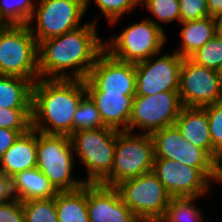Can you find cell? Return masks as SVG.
<instances>
[{
  "mask_svg": "<svg viewBox=\"0 0 222 222\" xmlns=\"http://www.w3.org/2000/svg\"><path fill=\"white\" fill-rule=\"evenodd\" d=\"M147 60L135 63V96L155 95L161 92H178L183 59L176 52L160 56L154 62Z\"/></svg>",
  "mask_w": 222,
  "mask_h": 222,
  "instance_id": "5bb4252c",
  "label": "cell"
},
{
  "mask_svg": "<svg viewBox=\"0 0 222 222\" xmlns=\"http://www.w3.org/2000/svg\"><path fill=\"white\" fill-rule=\"evenodd\" d=\"M25 222H58L55 196L22 201Z\"/></svg>",
  "mask_w": 222,
  "mask_h": 222,
  "instance_id": "4316f807",
  "label": "cell"
},
{
  "mask_svg": "<svg viewBox=\"0 0 222 222\" xmlns=\"http://www.w3.org/2000/svg\"><path fill=\"white\" fill-rule=\"evenodd\" d=\"M86 94L82 79L39 78L32 90L31 128L43 134L71 136L74 114Z\"/></svg>",
  "mask_w": 222,
  "mask_h": 222,
  "instance_id": "7a4b0ae2",
  "label": "cell"
},
{
  "mask_svg": "<svg viewBox=\"0 0 222 222\" xmlns=\"http://www.w3.org/2000/svg\"><path fill=\"white\" fill-rule=\"evenodd\" d=\"M0 222H25L22 202L19 199L14 198L0 204Z\"/></svg>",
  "mask_w": 222,
  "mask_h": 222,
  "instance_id": "836d02e7",
  "label": "cell"
},
{
  "mask_svg": "<svg viewBox=\"0 0 222 222\" xmlns=\"http://www.w3.org/2000/svg\"><path fill=\"white\" fill-rule=\"evenodd\" d=\"M87 210L90 222H141L112 186L87 183Z\"/></svg>",
  "mask_w": 222,
  "mask_h": 222,
  "instance_id": "2e32d148",
  "label": "cell"
},
{
  "mask_svg": "<svg viewBox=\"0 0 222 222\" xmlns=\"http://www.w3.org/2000/svg\"><path fill=\"white\" fill-rule=\"evenodd\" d=\"M104 44L96 34L95 21L63 35L40 41L39 78L47 79L49 76L48 79L85 80L97 57L104 50ZM72 67L73 76H69L66 71Z\"/></svg>",
  "mask_w": 222,
  "mask_h": 222,
  "instance_id": "6da1fadb",
  "label": "cell"
},
{
  "mask_svg": "<svg viewBox=\"0 0 222 222\" xmlns=\"http://www.w3.org/2000/svg\"><path fill=\"white\" fill-rule=\"evenodd\" d=\"M183 105L178 92H161L155 95L134 96L129 120V131L134 128L146 134L174 125Z\"/></svg>",
  "mask_w": 222,
  "mask_h": 222,
  "instance_id": "8fae6325",
  "label": "cell"
},
{
  "mask_svg": "<svg viewBox=\"0 0 222 222\" xmlns=\"http://www.w3.org/2000/svg\"><path fill=\"white\" fill-rule=\"evenodd\" d=\"M84 83L87 93H122L135 96V63L118 60L103 50Z\"/></svg>",
  "mask_w": 222,
  "mask_h": 222,
  "instance_id": "7c38bea8",
  "label": "cell"
},
{
  "mask_svg": "<svg viewBox=\"0 0 222 222\" xmlns=\"http://www.w3.org/2000/svg\"><path fill=\"white\" fill-rule=\"evenodd\" d=\"M174 125L185 140L204 149L213 158V145L204 107H182Z\"/></svg>",
  "mask_w": 222,
  "mask_h": 222,
  "instance_id": "ac0fdd59",
  "label": "cell"
},
{
  "mask_svg": "<svg viewBox=\"0 0 222 222\" xmlns=\"http://www.w3.org/2000/svg\"><path fill=\"white\" fill-rule=\"evenodd\" d=\"M32 108H0V128L28 131L31 128Z\"/></svg>",
  "mask_w": 222,
  "mask_h": 222,
  "instance_id": "f546056e",
  "label": "cell"
},
{
  "mask_svg": "<svg viewBox=\"0 0 222 222\" xmlns=\"http://www.w3.org/2000/svg\"><path fill=\"white\" fill-rule=\"evenodd\" d=\"M103 127L107 126L103 123L95 102L88 94H86L81 99L76 113L74 114L73 133Z\"/></svg>",
  "mask_w": 222,
  "mask_h": 222,
  "instance_id": "d4e9b609",
  "label": "cell"
},
{
  "mask_svg": "<svg viewBox=\"0 0 222 222\" xmlns=\"http://www.w3.org/2000/svg\"><path fill=\"white\" fill-rule=\"evenodd\" d=\"M12 184L14 196L21 202L31 199H49L57 193L38 168L18 173L12 178Z\"/></svg>",
  "mask_w": 222,
  "mask_h": 222,
  "instance_id": "ffe728a7",
  "label": "cell"
},
{
  "mask_svg": "<svg viewBox=\"0 0 222 222\" xmlns=\"http://www.w3.org/2000/svg\"><path fill=\"white\" fill-rule=\"evenodd\" d=\"M37 131L30 128L20 134L13 145L0 160V170L13 178L22 171L36 168L37 163Z\"/></svg>",
  "mask_w": 222,
  "mask_h": 222,
  "instance_id": "e0dca14e",
  "label": "cell"
},
{
  "mask_svg": "<svg viewBox=\"0 0 222 222\" xmlns=\"http://www.w3.org/2000/svg\"><path fill=\"white\" fill-rule=\"evenodd\" d=\"M209 16L217 19L222 16V0H207Z\"/></svg>",
  "mask_w": 222,
  "mask_h": 222,
  "instance_id": "8d00e7d4",
  "label": "cell"
},
{
  "mask_svg": "<svg viewBox=\"0 0 222 222\" xmlns=\"http://www.w3.org/2000/svg\"><path fill=\"white\" fill-rule=\"evenodd\" d=\"M180 23L184 26L180 32L182 46L175 52L182 58H189L217 34V20L210 16Z\"/></svg>",
  "mask_w": 222,
  "mask_h": 222,
  "instance_id": "44dd1931",
  "label": "cell"
},
{
  "mask_svg": "<svg viewBox=\"0 0 222 222\" xmlns=\"http://www.w3.org/2000/svg\"><path fill=\"white\" fill-rule=\"evenodd\" d=\"M6 21L0 16V32L7 26Z\"/></svg>",
  "mask_w": 222,
  "mask_h": 222,
  "instance_id": "ab89813d",
  "label": "cell"
},
{
  "mask_svg": "<svg viewBox=\"0 0 222 222\" xmlns=\"http://www.w3.org/2000/svg\"><path fill=\"white\" fill-rule=\"evenodd\" d=\"M215 181L218 183H222V164L221 162H217L216 166V179Z\"/></svg>",
  "mask_w": 222,
  "mask_h": 222,
  "instance_id": "74e56055",
  "label": "cell"
},
{
  "mask_svg": "<svg viewBox=\"0 0 222 222\" xmlns=\"http://www.w3.org/2000/svg\"><path fill=\"white\" fill-rule=\"evenodd\" d=\"M180 22L209 17L207 0H179Z\"/></svg>",
  "mask_w": 222,
  "mask_h": 222,
  "instance_id": "d6a6232c",
  "label": "cell"
},
{
  "mask_svg": "<svg viewBox=\"0 0 222 222\" xmlns=\"http://www.w3.org/2000/svg\"><path fill=\"white\" fill-rule=\"evenodd\" d=\"M217 33L222 37V16L217 19Z\"/></svg>",
  "mask_w": 222,
  "mask_h": 222,
  "instance_id": "f35d334b",
  "label": "cell"
},
{
  "mask_svg": "<svg viewBox=\"0 0 222 222\" xmlns=\"http://www.w3.org/2000/svg\"><path fill=\"white\" fill-rule=\"evenodd\" d=\"M90 0H84L85 12ZM96 5L111 23L116 22L126 11H131L140 0H95Z\"/></svg>",
  "mask_w": 222,
  "mask_h": 222,
  "instance_id": "4dcf8cb0",
  "label": "cell"
},
{
  "mask_svg": "<svg viewBox=\"0 0 222 222\" xmlns=\"http://www.w3.org/2000/svg\"><path fill=\"white\" fill-rule=\"evenodd\" d=\"M145 3L148 10L157 17L156 19L167 23L176 20L180 22L179 0H140Z\"/></svg>",
  "mask_w": 222,
  "mask_h": 222,
  "instance_id": "1f68e13d",
  "label": "cell"
},
{
  "mask_svg": "<svg viewBox=\"0 0 222 222\" xmlns=\"http://www.w3.org/2000/svg\"><path fill=\"white\" fill-rule=\"evenodd\" d=\"M152 172L173 198H197L209 187L210 179L200 169L174 160L154 159Z\"/></svg>",
  "mask_w": 222,
  "mask_h": 222,
  "instance_id": "9a60e30c",
  "label": "cell"
},
{
  "mask_svg": "<svg viewBox=\"0 0 222 222\" xmlns=\"http://www.w3.org/2000/svg\"><path fill=\"white\" fill-rule=\"evenodd\" d=\"M33 84L26 78L0 75V108H32Z\"/></svg>",
  "mask_w": 222,
  "mask_h": 222,
  "instance_id": "7402d4cb",
  "label": "cell"
},
{
  "mask_svg": "<svg viewBox=\"0 0 222 222\" xmlns=\"http://www.w3.org/2000/svg\"><path fill=\"white\" fill-rule=\"evenodd\" d=\"M178 93L184 107H204L221 101L222 87L218 72L184 58Z\"/></svg>",
  "mask_w": 222,
  "mask_h": 222,
  "instance_id": "4fadbf2b",
  "label": "cell"
},
{
  "mask_svg": "<svg viewBox=\"0 0 222 222\" xmlns=\"http://www.w3.org/2000/svg\"><path fill=\"white\" fill-rule=\"evenodd\" d=\"M197 198H172L165 216L159 222H202L201 211L193 202Z\"/></svg>",
  "mask_w": 222,
  "mask_h": 222,
  "instance_id": "cb8c5ba5",
  "label": "cell"
},
{
  "mask_svg": "<svg viewBox=\"0 0 222 222\" xmlns=\"http://www.w3.org/2000/svg\"><path fill=\"white\" fill-rule=\"evenodd\" d=\"M39 3L28 24L37 43L81 26L85 14L84 0H39ZM33 19L37 21L36 30L31 25Z\"/></svg>",
  "mask_w": 222,
  "mask_h": 222,
  "instance_id": "30bf717a",
  "label": "cell"
},
{
  "mask_svg": "<svg viewBox=\"0 0 222 222\" xmlns=\"http://www.w3.org/2000/svg\"><path fill=\"white\" fill-rule=\"evenodd\" d=\"M35 9L32 0H0V16L8 25H28Z\"/></svg>",
  "mask_w": 222,
  "mask_h": 222,
  "instance_id": "484cf974",
  "label": "cell"
},
{
  "mask_svg": "<svg viewBox=\"0 0 222 222\" xmlns=\"http://www.w3.org/2000/svg\"><path fill=\"white\" fill-rule=\"evenodd\" d=\"M130 131H119L111 173L100 183L115 187L120 182L136 178L153 170L155 151L151 134L138 136Z\"/></svg>",
  "mask_w": 222,
  "mask_h": 222,
  "instance_id": "277c9868",
  "label": "cell"
},
{
  "mask_svg": "<svg viewBox=\"0 0 222 222\" xmlns=\"http://www.w3.org/2000/svg\"><path fill=\"white\" fill-rule=\"evenodd\" d=\"M165 41V31L160 24L148 19L127 27L104 44V50L118 60L138 63L158 55Z\"/></svg>",
  "mask_w": 222,
  "mask_h": 222,
  "instance_id": "ba28073f",
  "label": "cell"
},
{
  "mask_svg": "<svg viewBox=\"0 0 222 222\" xmlns=\"http://www.w3.org/2000/svg\"><path fill=\"white\" fill-rule=\"evenodd\" d=\"M218 72V78L222 87V65L219 67V69L217 70Z\"/></svg>",
  "mask_w": 222,
  "mask_h": 222,
  "instance_id": "60d3db41",
  "label": "cell"
},
{
  "mask_svg": "<svg viewBox=\"0 0 222 222\" xmlns=\"http://www.w3.org/2000/svg\"><path fill=\"white\" fill-rule=\"evenodd\" d=\"M0 75L39 78L38 43L28 25H7L0 32Z\"/></svg>",
  "mask_w": 222,
  "mask_h": 222,
  "instance_id": "3957f363",
  "label": "cell"
},
{
  "mask_svg": "<svg viewBox=\"0 0 222 222\" xmlns=\"http://www.w3.org/2000/svg\"><path fill=\"white\" fill-rule=\"evenodd\" d=\"M118 130L111 127L74 132L70 137L73 151L88 170V184H100L110 173Z\"/></svg>",
  "mask_w": 222,
  "mask_h": 222,
  "instance_id": "52a82bcc",
  "label": "cell"
},
{
  "mask_svg": "<svg viewBox=\"0 0 222 222\" xmlns=\"http://www.w3.org/2000/svg\"><path fill=\"white\" fill-rule=\"evenodd\" d=\"M151 136L154 141V159L174 160L198 168L211 181H215L217 162L204 149L185 140L175 125L156 130Z\"/></svg>",
  "mask_w": 222,
  "mask_h": 222,
  "instance_id": "9c48e42d",
  "label": "cell"
},
{
  "mask_svg": "<svg viewBox=\"0 0 222 222\" xmlns=\"http://www.w3.org/2000/svg\"><path fill=\"white\" fill-rule=\"evenodd\" d=\"M115 188L141 222H159L173 198L152 171L124 180Z\"/></svg>",
  "mask_w": 222,
  "mask_h": 222,
  "instance_id": "8992f818",
  "label": "cell"
},
{
  "mask_svg": "<svg viewBox=\"0 0 222 222\" xmlns=\"http://www.w3.org/2000/svg\"><path fill=\"white\" fill-rule=\"evenodd\" d=\"M73 144L70 136L37 134L38 168L57 192L74 191L86 183L72 179Z\"/></svg>",
  "mask_w": 222,
  "mask_h": 222,
  "instance_id": "5b68a950",
  "label": "cell"
},
{
  "mask_svg": "<svg viewBox=\"0 0 222 222\" xmlns=\"http://www.w3.org/2000/svg\"><path fill=\"white\" fill-rule=\"evenodd\" d=\"M213 145V159L222 162V100L204 106Z\"/></svg>",
  "mask_w": 222,
  "mask_h": 222,
  "instance_id": "f1b7e54d",
  "label": "cell"
},
{
  "mask_svg": "<svg viewBox=\"0 0 222 222\" xmlns=\"http://www.w3.org/2000/svg\"><path fill=\"white\" fill-rule=\"evenodd\" d=\"M14 198L12 178L0 170V204L7 203Z\"/></svg>",
  "mask_w": 222,
  "mask_h": 222,
  "instance_id": "d590c367",
  "label": "cell"
},
{
  "mask_svg": "<svg viewBox=\"0 0 222 222\" xmlns=\"http://www.w3.org/2000/svg\"><path fill=\"white\" fill-rule=\"evenodd\" d=\"M189 58L198 65L217 71L222 65V37L217 33Z\"/></svg>",
  "mask_w": 222,
  "mask_h": 222,
  "instance_id": "83f0119b",
  "label": "cell"
},
{
  "mask_svg": "<svg viewBox=\"0 0 222 222\" xmlns=\"http://www.w3.org/2000/svg\"><path fill=\"white\" fill-rule=\"evenodd\" d=\"M58 222H90L87 210V183L74 191L55 195Z\"/></svg>",
  "mask_w": 222,
  "mask_h": 222,
  "instance_id": "603a6c76",
  "label": "cell"
},
{
  "mask_svg": "<svg viewBox=\"0 0 222 222\" xmlns=\"http://www.w3.org/2000/svg\"><path fill=\"white\" fill-rule=\"evenodd\" d=\"M26 132L27 131H14L8 128H0V160L19 135Z\"/></svg>",
  "mask_w": 222,
  "mask_h": 222,
  "instance_id": "e575fe53",
  "label": "cell"
},
{
  "mask_svg": "<svg viewBox=\"0 0 222 222\" xmlns=\"http://www.w3.org/2000/svg\"><path fill=\"white\" fill-rule=\"evenodd\" d=\"M95 102L103 123L119 131H129L134 96L122 93H87ZM122 126V129H121Z\"/></svg>",
  "mask_w": 222,
  "mask_h": 222,
  "instance_id": "d6986e66",
  "label": "cell"
}]
</instances>
